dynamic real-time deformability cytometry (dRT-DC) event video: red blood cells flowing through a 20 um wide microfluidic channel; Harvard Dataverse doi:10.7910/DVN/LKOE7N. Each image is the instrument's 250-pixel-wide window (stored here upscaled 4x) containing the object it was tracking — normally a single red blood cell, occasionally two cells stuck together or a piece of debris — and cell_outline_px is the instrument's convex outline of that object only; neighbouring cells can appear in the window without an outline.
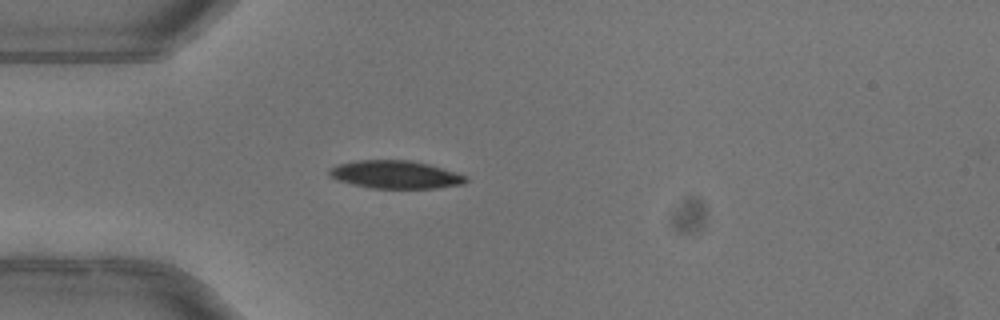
{"species": "common noctule bat (a hibernating species)", "species_latin": "Nyctalus noctula", "temperature_condition": "warm", "stored_images_in_passage": 38, "camera_frame_rate_fps": 3000, "um_per_image_px": 0.085, "animal": {"sex": "female"}, "frame": {"image": 1, "passage_image": 1, "time_ms": 0.0, "image_size_px": [1000, 320], "cell_outline_px": [[468, 180], [464, 184], [436, 188], [372, 188], [352, 184], [336, 180], [328, 172], [332, 168], [340, 164], [356, 160], [412, 160], [428, 164], [456, 172], [468, 176]], "centroid_in_image_um": [33.66, 14.84], "position_along_channel_um": 51.3, "area_um2": 22.14}, "authors_computed_cell_mechanics": {"area_um2": 23.12, "velocity_mm_per_s": 4.0339, "shape_relaxation_time_tau1_ms": 4.9412, "shape_relaxation_time_tau2_ms": 2.7391, "deformation_change_tau1": 0.1746, "deformation_change_tau2": 0.0639}}